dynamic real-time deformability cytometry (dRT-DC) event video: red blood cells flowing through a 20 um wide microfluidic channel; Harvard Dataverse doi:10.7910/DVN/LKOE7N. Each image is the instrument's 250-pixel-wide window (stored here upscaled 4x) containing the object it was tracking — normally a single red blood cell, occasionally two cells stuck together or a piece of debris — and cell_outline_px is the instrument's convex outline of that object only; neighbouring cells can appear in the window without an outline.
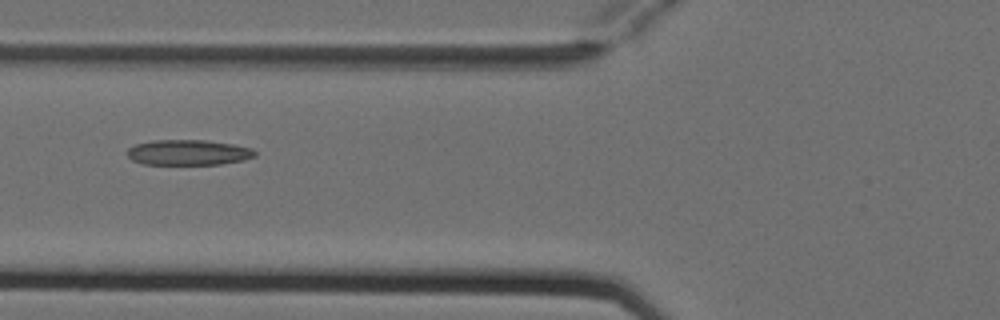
{"species": "Egyptian fruit bat (a non-hibernating species)", "species_latin": "Rousettus aegyptiacus", "temperature_condition": "cold", "stored_images_in_passage": 8, "camera_frame_rate_fps": 3000, "um_per_image_px": 0.085, "animal": {"sex": "female"}, "frame": {"image": 1, "passage_image": 5, "time_ms": 1.333, "image_size_px": [1000, 320], "cell_outline_px": [[256, 156], [244, 160], [220, 164], [144, 164], [132, 160], [124, 152], [128, 148], [136, 144], [156, 140], [208, 140], [232, 144], [252, 148], [256, 152]], "centroid_in_image_um": [16.0, 12.96], "position_along_channel_um": 109.8, "area_um2": 18.96}}
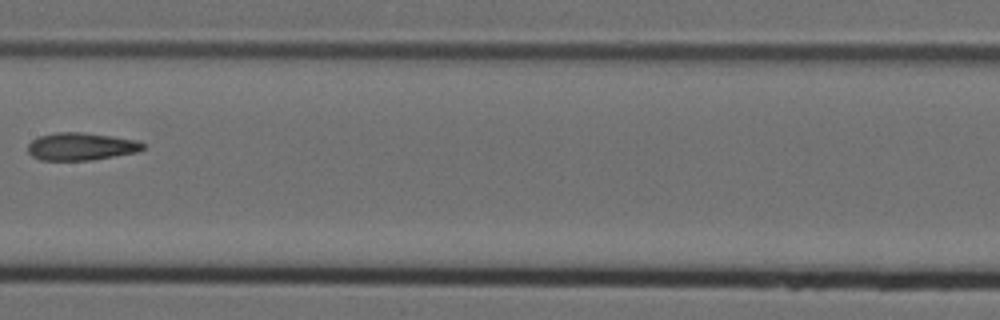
{"frame": {"image": 2, "passage_image": 7, "time_ms": 2.0, "image_size_px": [1000, 320], "cell_outline_px": [[144, 148], [136, 152], [92, 160], [40, 160], [32, 156], [28, 152], [28, 144], [32, 140], [40, 136], [56, 132], [80, 132], [112, 136], [140, 140], [144, 144]], "centroid_in_image_um": [6.89, 12.45], "position_along_channel_um": 200.5, "area_um2": 18.5}}
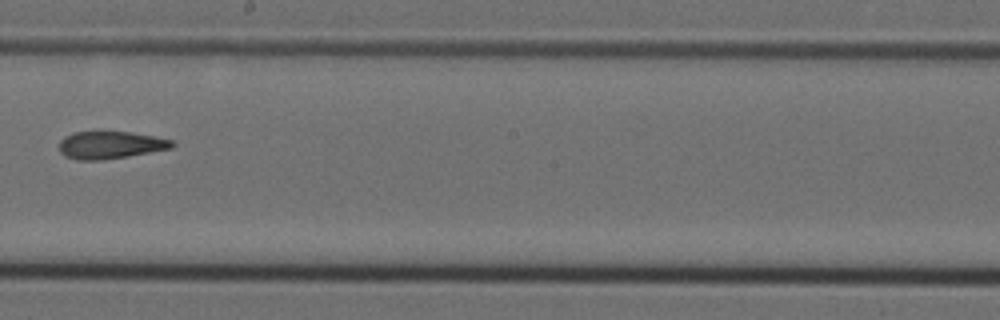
{"frame": {"image": 3, "passage_image": 8, "time_ms": 2.333, "image_size_px": [1000, 320], "cell_outline_px": [[176, 144], [172, 148], [128, 156], [100, 160], [76, 160], [64, 156], [60, 152], [60, 140], [64, 136], [76, 132], [128, 132], [152, 136], [172, 140]], "centroid_in_image_um": [9.36, 12.33], "position_along_channel_um": 238.8, "area_um2": 17.92}}